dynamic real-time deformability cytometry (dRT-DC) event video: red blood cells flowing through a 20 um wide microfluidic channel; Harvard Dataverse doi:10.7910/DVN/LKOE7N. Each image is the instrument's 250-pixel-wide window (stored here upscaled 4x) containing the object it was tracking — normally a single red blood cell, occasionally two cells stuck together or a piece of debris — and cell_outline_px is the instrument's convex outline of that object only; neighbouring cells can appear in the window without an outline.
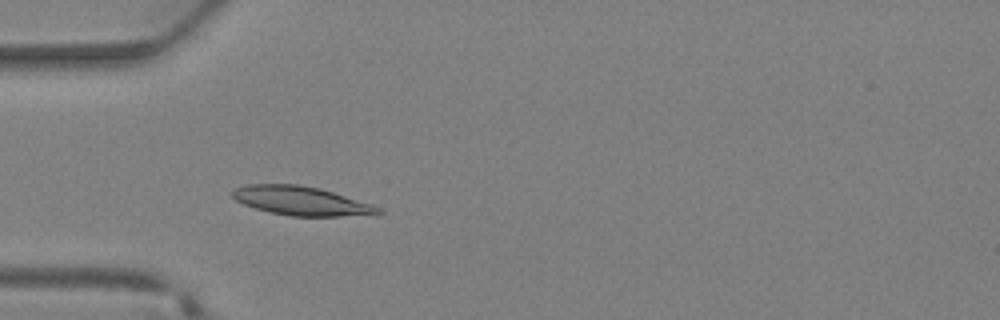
{"species": "Egyptian fruit bat (a non-hibernating species)", "species_latin": "Rousettus aegyptiacus", "temperature_condition": "warm", "stored_images_in_passage": 28, "camera_frame_rate_fps": 3000, "um_per_image_px": 0.085, "animal": {"sex": "female"}, "frame": {"image": 1, "passage_image": 2, "time_ms": 0.333, "image_size_px": [1000, 320], "cell_outline_px": [[384, 212], [376, 216], [292, 216], [272, 212], [256, 208], [244, 204], [236, 200], [232, 196], [232, 192], [236, 188], [244, 184], [296, 184], [320, 188], [372, 204], [380, 208]], "centroid_in_image_um": [25.68, 17.08], "position_along_channel_um": 59.3, "area_um2": 24.68}}
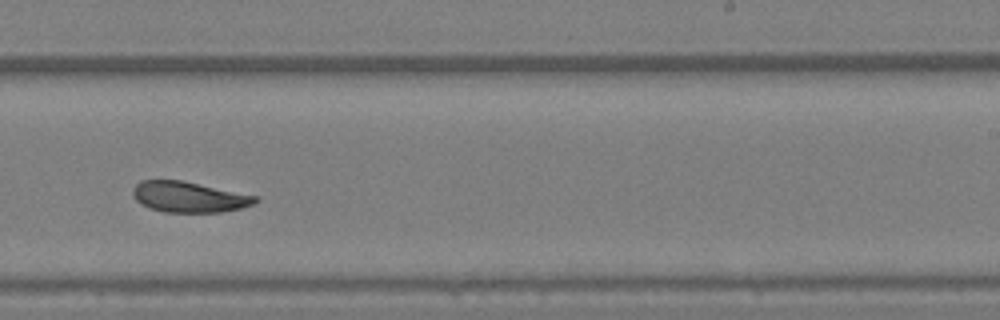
{"frame": {"image": 2, "passage_image": 14, "time_ms": 4.333, "image_size_px": [1000, 320], "cell_outline_px": [[260, 200], [256, 204], [240, 208], [220, 212], [164, 212], [152, 208], [136, 200], [132, 196], [132, 188], [140, 180], [180, 180], [256, 196]], "centroid_in_image_um": [16.05, 16.74], "position_along_channel_um": 272.9, "area_um2": 21.68}}
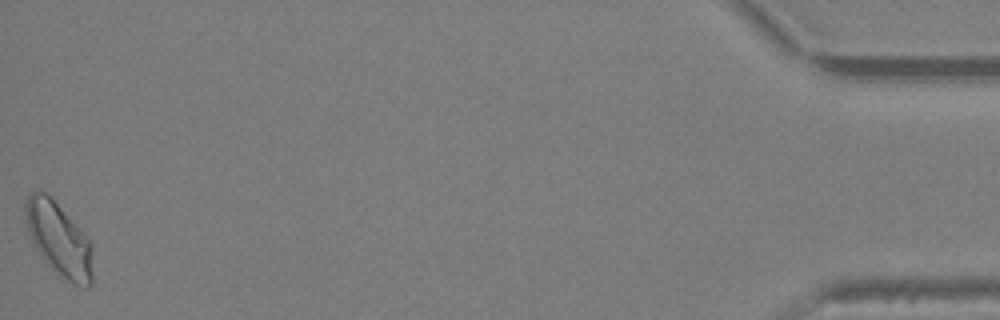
{"frame": {"image": 3, "passage_image": 28, "time_ms": 9.0, "image_size_px": [1000, 320], "cell_outline_px": [[92, 284], [88, 288], [84, 288], [60, 276], [44, 260], [36, 248], [28, 232], [24, 212], [24, 204], [28, 196], [36, 188], [40, 188], [88, 236], [92, 248]], "centroid_in_image_um": [5.0, 20.33], "position_along_channel_um": 430.2, "area_um2": 28.61}}